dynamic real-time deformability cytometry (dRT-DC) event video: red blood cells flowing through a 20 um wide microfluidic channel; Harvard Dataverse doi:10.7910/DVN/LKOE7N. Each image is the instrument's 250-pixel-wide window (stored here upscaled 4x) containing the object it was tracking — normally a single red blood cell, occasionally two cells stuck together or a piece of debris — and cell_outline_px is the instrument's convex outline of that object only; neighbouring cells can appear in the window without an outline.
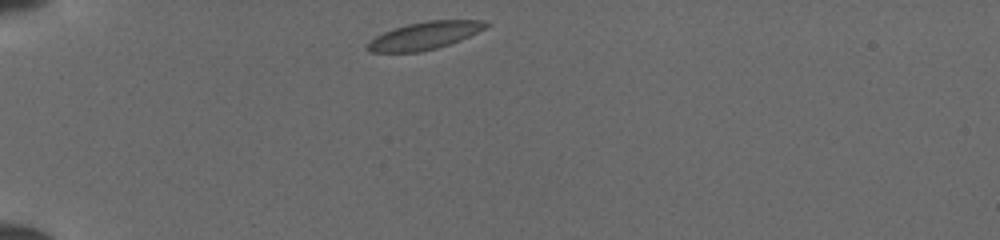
{"species": "common noctule bat (a hibernating species)", "species_latin": "Nyctalus noctula", "temperature_condition": "cold", "stored_images_in_passage": 33, "camera_frame_rate_fps": 3000, "um_per_image_px": 0.085, "animal": {"sex": "female", "body_mass_g": 19.5, "forearm_length_mm": 54.1}, "frame": {"image": 1, "passage_image": 1, "time_ms": 0.0, "image_size_px": [1000, 240], "cell_outline_px": [[492, 24], [460, 40], [436, 48], [420, 52], [372, 52], [364, 44], [376, 36], [384, 32], [408, 24], [428, 20], [484, 20]], "centroid_in_image_um": [36.09, 3.02], "position_along_channel_um": 48.9, "area_um2": 18.79}}
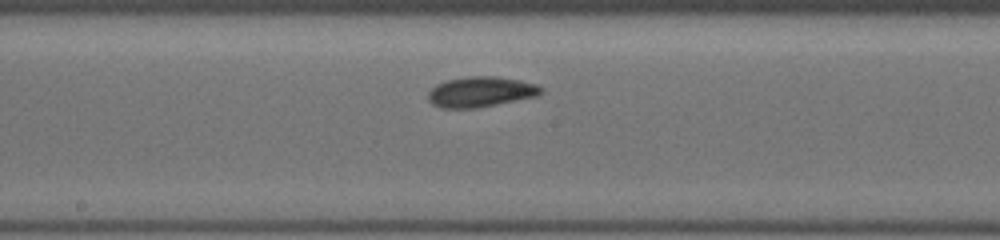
{"frame": {"image": 2, "passage_image": 15, "time_ms": 4.667, "image_size_px": [1000, 240], "cell_outline_px": [[544, 92], [536, 96], [476, 108], [440, 108], [432, 104], [428, 100], [428, 92], [436, 84], [448, 80], [468, 76], [496, 76], [520, 80], [536, 84], [544, 88]], "centroid_in_image_um": [40.86, 7.8], "position_along_channel_um": 207.3, "area_um2": 20.0}}
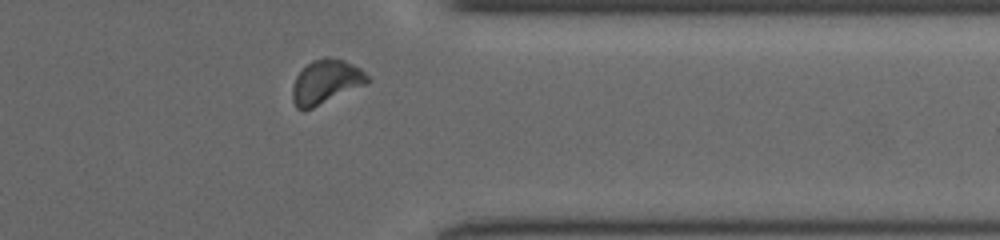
{"frame": {"image": 3, "passage_image": 28, "time_ms": 9.0, "image_size_px": [1000, 240], "cell_outline_px": [[372, 80], [368, 84], [304, 112], [296, 108], [292, 100], [292, 88], [296, 76], [312, 60], [324, 56], [328, 56], [344, 60], [360, 68]], "centroid_in_image_um": [27.71, 6.97], "position_along_channel_um": 383.7, "area_um2": 19.65}}